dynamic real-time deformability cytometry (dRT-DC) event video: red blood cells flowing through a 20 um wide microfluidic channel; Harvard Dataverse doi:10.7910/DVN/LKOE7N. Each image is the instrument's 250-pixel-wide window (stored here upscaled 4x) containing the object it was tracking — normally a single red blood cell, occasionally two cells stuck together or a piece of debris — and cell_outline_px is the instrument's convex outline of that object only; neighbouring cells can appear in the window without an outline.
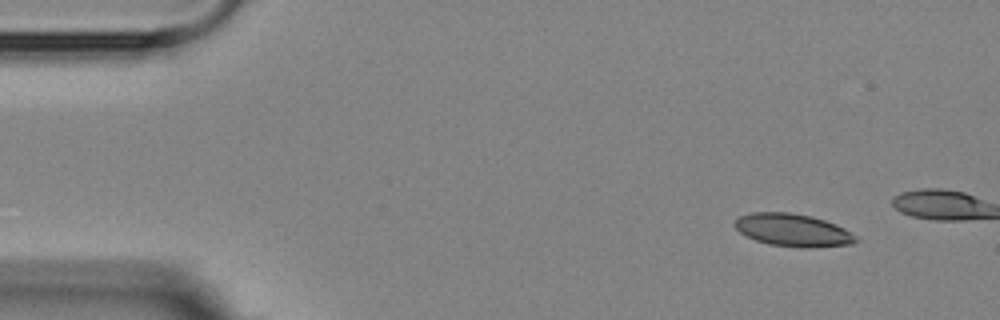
{"species": "Egyptian fruit bat (a non-hibernating species)", "species_latin": "Rousettus aegyptiacus", "temperature_condition": "room temperature", "stored_images_in_passage": 4, "camera_frame_rate_fps": 3000, "um_per_image_px": 0.085, "animal": {"sex": "female"}, "frame": {"image": 1, "passage_image": 1, "time_ms": 0.0, "image_size_px": [1000, 320], "cell_outline_px": [[860, 240], [852, 244], [808, 248], [804, 248], [768, 244], [756, 240], [740, 232], [732, 224], [740, 216], [752, 212], [788, 212], [812, 216], [836, 224], [844, 228], [856, 236]], "centroid_in_image_um": [67.41, 19.56], "position_along_channel_um": 17.6, "area_um2": 23.06}}